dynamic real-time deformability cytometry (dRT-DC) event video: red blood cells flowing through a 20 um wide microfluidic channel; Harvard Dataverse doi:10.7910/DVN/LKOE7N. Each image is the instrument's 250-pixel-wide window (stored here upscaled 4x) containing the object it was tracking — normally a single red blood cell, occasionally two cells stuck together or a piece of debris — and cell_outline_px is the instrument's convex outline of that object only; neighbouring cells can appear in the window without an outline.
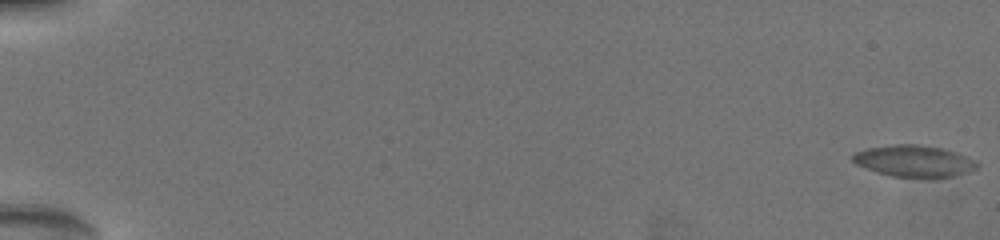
{"species": "common noctule bat (a hibernating species)", "species_latin": "Nyctalus noctula", "temperature_condition": "warm", "stored_images_in_passage": 62, "camera_frame_rate_fps": 3000, "um_per_image_px": 0.085, "animal": {"sex": "female", "body_mass_g": 19.5, "forearm_length_mm": 54.1}, "frame": {"image": 1, "passage_image": 1, "time_ms": 0.0, "image_size_px": [1000, 240], "cell_outline_px": [[976, 168], [968, 172], [952, 176], [892, 176], [856, 164], [852, 160], [852, 156], [856, 152], [868, 148], [896, 144], [920, 144], [940, 148], [964, 156], [972, 160], [976, 164]], "centroid_in_image_um": [77.64, 13.67], "position_along_channel_um": 7.4, "area_um2": 21.91}}
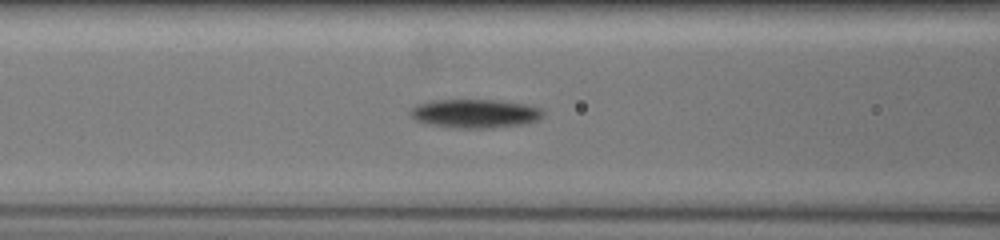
{"frame": {"image": 2, "passage_image": 39, "time_ms": 9.0, "image_size_px": [1000, 240], "cell_outline_px": [[544, 112], [536, 120], [520, 124], [492, 128], [460, 128], [432, 124], [416, 120], [412, 116], [412, 108], [420, 104], [436, 100], [500, 100], [524, 104], [540, 108]], "centroid_in_image_um": [40.41, 9.64], "position_along_channel_um": 126.2, "area_um2": 21.62}}
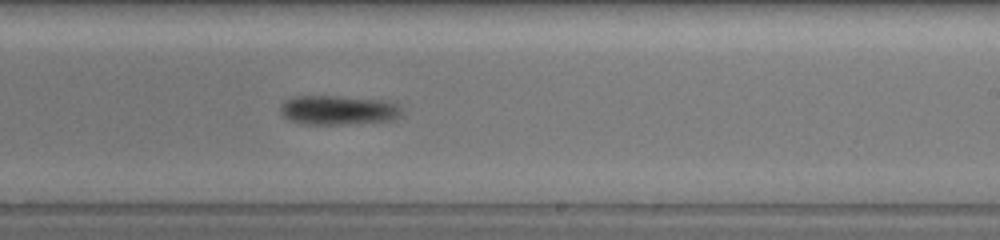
{"frame": {"image": 3, "passage_image": 61, "time_ms": 12.667, "image_size_px": [1000, 240], "cell_outline_px": [[400, 116], [392, 120], [340, 124], [300, 124], [288, 120], [284, 116], [280, 108], [284, 100], [300, 96], [332, 96], [380, 100], [396, 104], [400, 108]], "centroid_in_image_um": [28.69, 9.37], "position_along_channel_um": 260.3, "area_um2": 20.35}}